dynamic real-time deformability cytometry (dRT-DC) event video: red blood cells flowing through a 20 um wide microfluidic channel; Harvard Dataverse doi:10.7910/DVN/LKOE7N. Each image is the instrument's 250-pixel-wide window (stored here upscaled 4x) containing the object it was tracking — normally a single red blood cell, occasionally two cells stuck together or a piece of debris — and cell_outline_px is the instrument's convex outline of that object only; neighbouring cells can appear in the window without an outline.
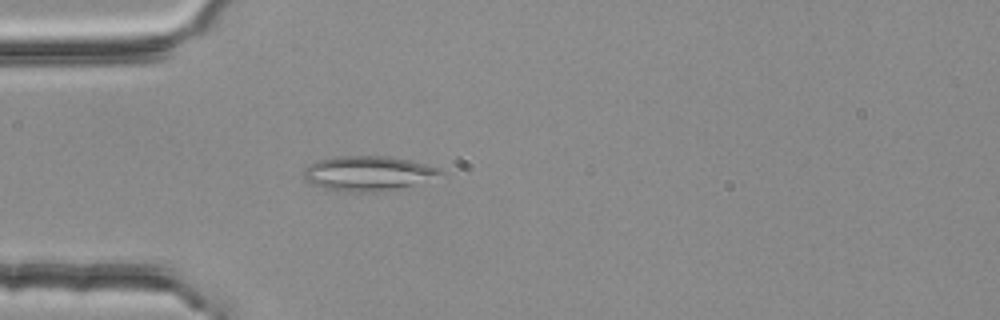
{"species": "common noctule bat (a hibernating species)", "species_latin": "Nyctalus noctula", "temperature_condition": "room temperature", "stored_images_in_passage": 3, "camera_frame_rate_fps": 3000, "um_per_image_px": 0.085, "animal": {"sex": "female", "body_mass_g": 25.1}, "frame": {"image": 1, "passage_image": 3, "time_ms": 0.667, "image_size_px": [1000, 320], "cell_outline_px": [[448, 172], [412, 184], [384, 192], [336, 192], [312, 184], [304, 176], [304, 168], [308, 164], [320, 160], [336, 156], [388, 156], [408, 160], [440, 168]], "centroid_in_image_um": [31.24, 14.74], "position_along_channel_um": 53.8, "area_um2": 27.63}}